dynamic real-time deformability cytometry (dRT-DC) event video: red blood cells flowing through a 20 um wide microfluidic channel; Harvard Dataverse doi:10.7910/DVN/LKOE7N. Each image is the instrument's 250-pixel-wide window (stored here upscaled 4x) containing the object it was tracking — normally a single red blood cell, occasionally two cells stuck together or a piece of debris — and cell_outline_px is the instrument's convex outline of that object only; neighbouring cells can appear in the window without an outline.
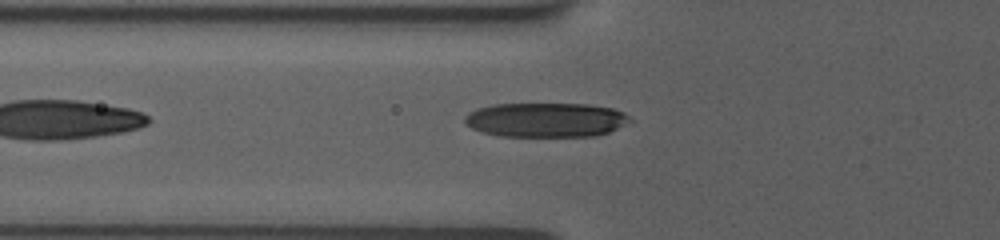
{"species": "human", "species_latin": "Homo sapiens", "temperature_condition": "room temperature", "stored_images_in_passage": 7, "camera_frame_rate_fps": 3000, "um_per_image_px": 0.085, "donor": {"sex": "female"}, "frame": {"image": 1, "passage_image": 3, "time_ms": 0.333, "image_size_px": [1000, 240], "cell_outline_px": [[632, 120], [608, 132], [596, 136], [496, 136], [472, 128], [464, 124], [464, 116], [468, 112], [492, 104], [588, 104], [612, 108], [624, 112]], "centroid_in_image_um": [46.37, 10.19], "position_along_channel_um": 79.4, "area_um2": 33.12}}